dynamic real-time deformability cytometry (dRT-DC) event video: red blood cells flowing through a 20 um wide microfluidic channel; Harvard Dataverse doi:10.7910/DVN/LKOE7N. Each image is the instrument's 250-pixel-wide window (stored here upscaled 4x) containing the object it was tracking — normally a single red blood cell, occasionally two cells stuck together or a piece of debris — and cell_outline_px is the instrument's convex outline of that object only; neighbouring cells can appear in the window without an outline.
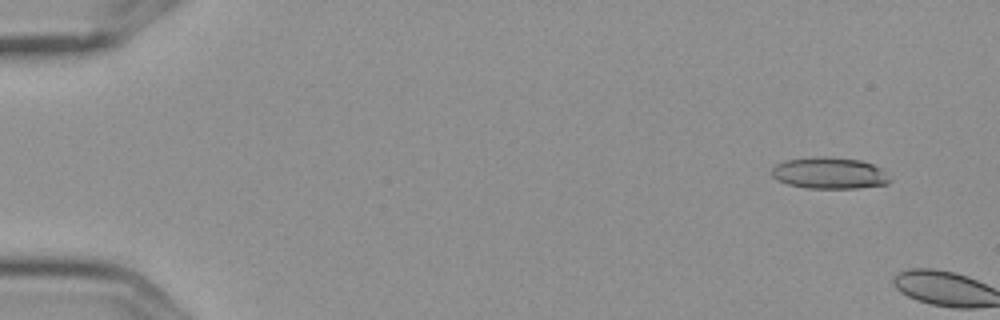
{"species": "Egyptian fruit bat (a non-hibernating species)", "species_latin": "Rousettus aegyptiacus", "temperature_condition": "cold", "stored_images_in_passage": 2, "camera_frame_rate_fps": 3000, "um_per_image_px": 0.085, "frame": {"image": 1, "passage_image": 1, "time_ms": 0.0, "image_size_px": [1000, 320], "cell_outline_px": [[892, 180], [888, 184], [860, 188], [808, 188], [788, 184], [776, 180], [772, 176], [772, 168], [776, 164], [784, 160], [812, 156], [824, 156], [860, 160], [872, 164], [880, 168]], "centroid_in_image_um": [70.48, 14.71], "position_along_channel_um": 14.5, "area_um2": 21.85}}